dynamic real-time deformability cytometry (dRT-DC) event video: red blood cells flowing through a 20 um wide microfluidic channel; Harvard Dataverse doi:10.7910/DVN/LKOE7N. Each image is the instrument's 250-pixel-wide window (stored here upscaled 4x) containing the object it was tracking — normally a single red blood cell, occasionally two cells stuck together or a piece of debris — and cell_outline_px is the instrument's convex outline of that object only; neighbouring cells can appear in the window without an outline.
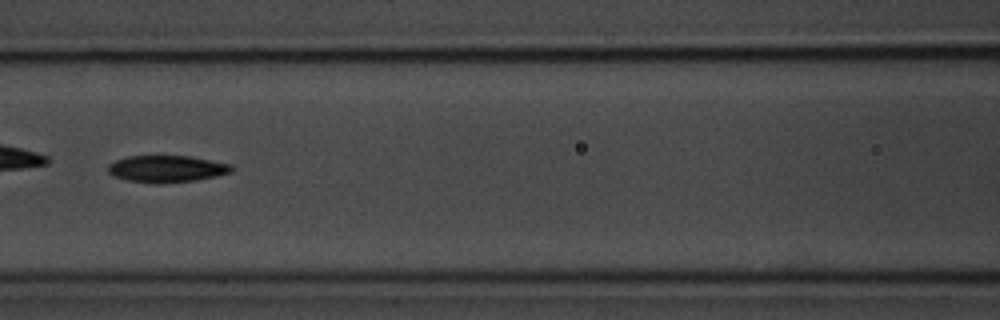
{"species": "common noctule bat (a hibernating species)", "species_latin": "Nyctalus noctula", "temperature_condition": "room temperature", "stored_images_in_passage": 53, "camera_frame_rate_fps": 3000, "um_per_image_px": 0.085, "animal": {"sex": "male", "body_mass_g": 20.1, "forearm_length_mm": 53.5}, "frame": {"image": 1, "passage_image": 23, "time_ms": 7.333, "image_size_px": [1000, 320], "cell_outline_px": [[236, 168], [232, 172], [216, 176], [196, 180], [160, 184], [156, 184], [128, 180], [112, 176], [108, 172], [108, 164], [116, 160], [128, 156], [188, 156], [232, 164]], "centroid_in_image_um": [14.19, 14.36], "position_along_channel_um": 152.4, "area_um2": 19.48}, "authors_computed_cell_mechanics": {"area_um2": 19.8254, "velocity_mm_per_s": 3.6107, "shape_relaxation_time_tau1_ms": 3.4701, "shape_relaxation_time_tau2_ms": 8.4913, "deformation_change_tau1": 0.1498, "deformation_change_tau2": 0.1802}}